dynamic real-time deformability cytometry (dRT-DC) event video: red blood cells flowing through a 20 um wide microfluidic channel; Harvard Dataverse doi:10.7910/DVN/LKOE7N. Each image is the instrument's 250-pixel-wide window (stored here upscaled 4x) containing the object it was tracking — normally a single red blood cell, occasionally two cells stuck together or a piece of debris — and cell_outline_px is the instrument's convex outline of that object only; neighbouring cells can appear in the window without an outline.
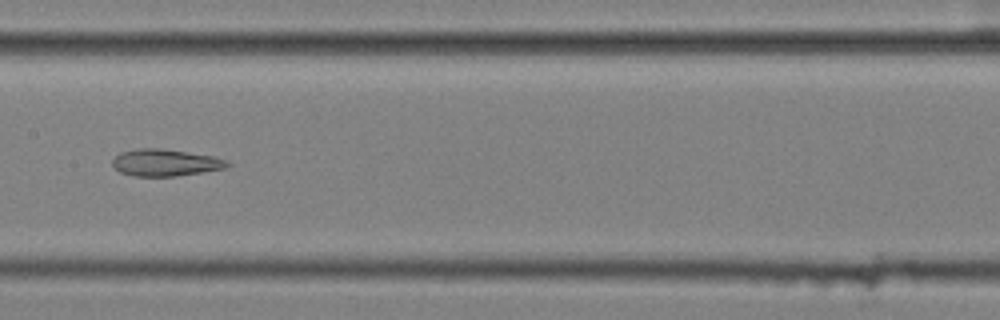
{"species": "common noctule bat (a hibernating species)", "species_latin": "Nyctalus noctula", "temperature_condition": "cold", "stored_images_in_passage": 9, "camera_frame_rate_fps": 3000, "um_per_image_px": 0.085, "animal": {"sex": "female", "body_mass_g": 25.1}, "frame": {"image": 1, "passage_image": 9, "time_ms": 2.667, "image_size_px": [1000, 320], "cell_outline_px": [[232, 164], [228, 168], [176, 176], [136, 176], [120, 172], [112, 164], [112, 160], [120, 152], [140, 148], [160, 148], [212, 156], [228, 160]], "centroid_in_image_um": [14.09, 13.82], "position_along_channel_um": 193.3, "area_um2": 17.98}}